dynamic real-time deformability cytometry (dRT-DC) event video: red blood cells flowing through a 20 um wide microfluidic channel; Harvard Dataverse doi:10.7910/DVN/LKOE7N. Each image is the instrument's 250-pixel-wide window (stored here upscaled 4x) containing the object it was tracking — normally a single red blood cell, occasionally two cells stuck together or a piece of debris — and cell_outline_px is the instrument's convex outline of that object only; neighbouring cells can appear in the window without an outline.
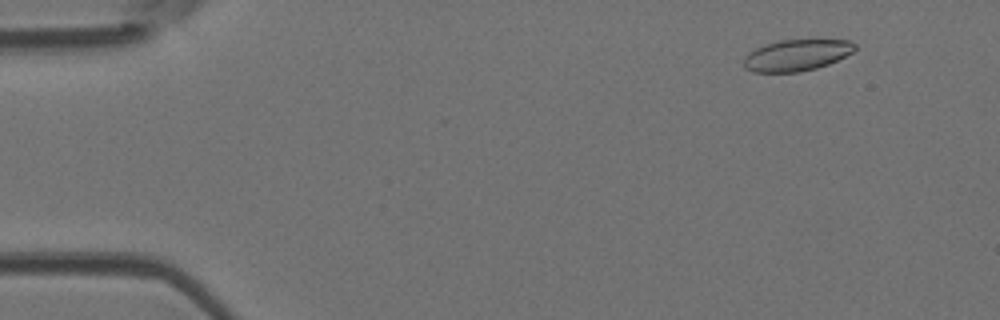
{"species": "Egyptian fruit bat (a non-hibernating species)", "species_latin": "Rousettus aegyptiacus", "temperature_condition": "room temperature", "stored_images_in_passage": 52, "camera_frame_rate_fps": 3000, "um_per_image_px": 0.085, "animal": {"sex": "female"}, "frame": {"image": 1, "passage_image": 5, "time_ms": 1.333, "image_size_px": [1000, 320], "cell_outline_px": [[856, 48], [852, 52], [828, 64], [816, 68], [800, 72], [752, 72], [744, 68], [744, 56], [748, 52], [764, 44], [780, 40], [816, 36], [852, 40], [856, 44]], "centroid_in_image_um": [67.76, 4.62], "position_along_channel_um": 17.2, "area_um2": 21.39}}
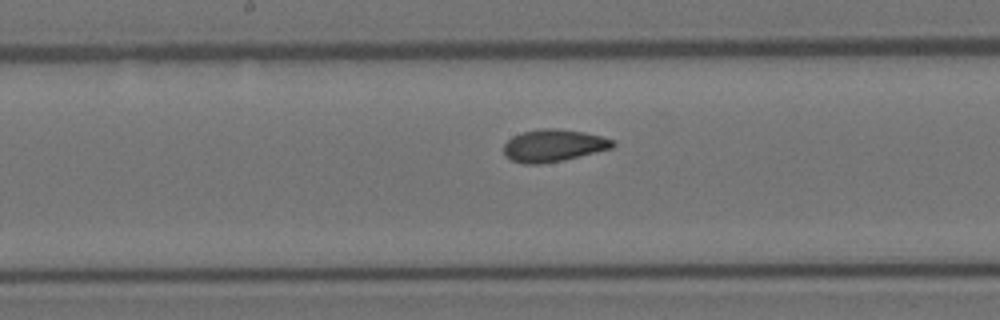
{"frame": {"image": 2, "passage_image": 27, "time_ms": 8.667, "image_size_px": [1000, 320], "cell_outline_px": [[616, 144], [612, 148], [564, 160], [540, 164], [524, 164], [512, 160], [504, 156], [504, 144], [512, 136], [524, 132], [540, 128], [556, 128], [584, 132], [616, 140]], "centroid_in_image_um": [47.05, 12.37], "position_along_channel_um": 201.2, "area_um2": 20.58}}
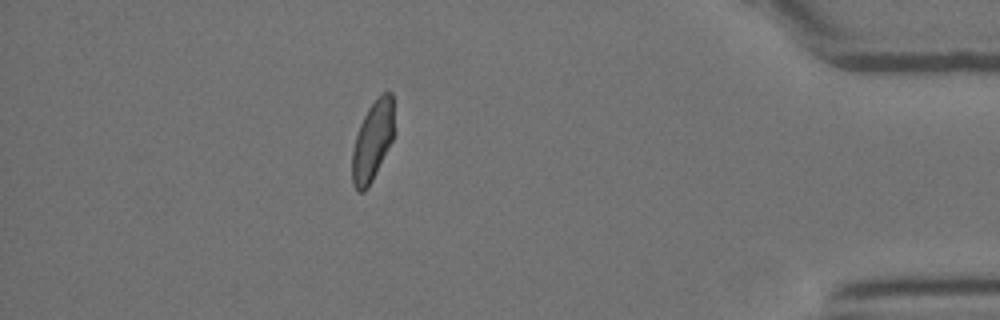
{"frame": {"image": 3, "passage_image": 46, "time_ms": 15.0, "image_size_px": [1000, 320], "cell_outline_px": [[392, 140], [368, 188], [364, 192], [356, 192], [352, 184], [352, 152], [356, 136], [360, 124], [368, 108], [384, 92], [392, 92]], "centroid_in_image_um": [31.62, 12.05], "position_along_channel_um": 403.6, "area_um2": 18.96}, "authors_computed_cell_mechanics": {"area_um2": 20.5479, "velocity_mm_per_s": 3.8923, "shape_relaxation_time_tau1_ms": null, "shape_relaxation_time_tau2_ms": 1.2967, "deformation_change_tau1": null, "deformation_change_tau2": 0.0601}}